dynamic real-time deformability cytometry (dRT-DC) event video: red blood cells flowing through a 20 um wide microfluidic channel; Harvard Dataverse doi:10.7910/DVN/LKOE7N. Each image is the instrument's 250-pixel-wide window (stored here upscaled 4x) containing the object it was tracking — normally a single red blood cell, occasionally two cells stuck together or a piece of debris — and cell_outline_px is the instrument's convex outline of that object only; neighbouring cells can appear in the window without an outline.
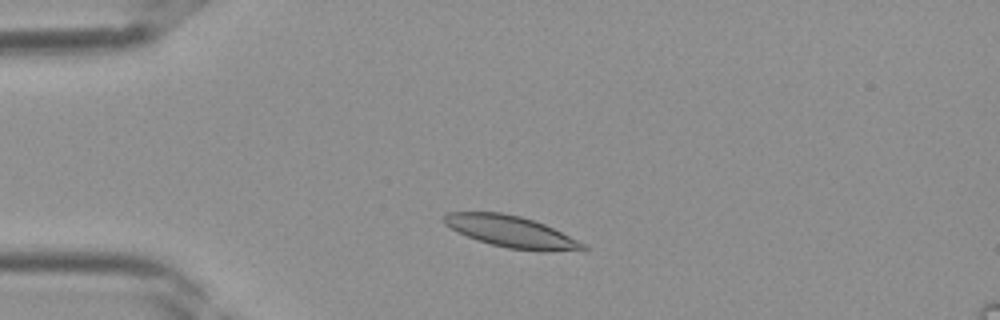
{"species": "Egyptian fruit bat (a non-hibernating species)", "species_latin": "Rousettus aegyptiacus", "temperature_condition": "room temperature", "stored_images_in_passage": 34, "camera_frame_rate_fps": 3000, "um_per_image_px": 0.085, "frame": {"image": 1, "passage_image": 5, "time_ms": 1.333, "image_size_px": [1000, 320], "cell_outline_px": [[588, 248], [508, 248], [476, 240], [456, 232], [444, 224], [444, 212], [500, 212], [520, 216], [544, 224], [584, 244]], "centroid_in_image_um": [43.2, 19.61], "position_along_channel_um": 41.8, "area_um2": 24.04}}
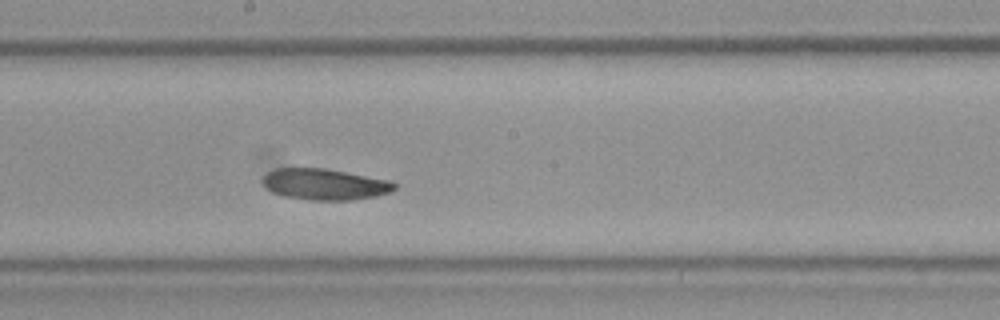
{"frame": {"image": 2, "passage_image": 17, "time_ms": 5.333, "image_size_px": [1000, 320], "cell_outline_px": [[396, 188], [388, 192], [376, 196], [352, 200], [308, 200], [284, 196], [272, 192], [264, 184], [264, 176], [268, 172], [276, 168], [324, 168], [392, 180], [396, 184]], "centroid_in_image_um": [27.63, 15.66], "position_along_channel_um": 220.6, "area_um2": 23.87}}
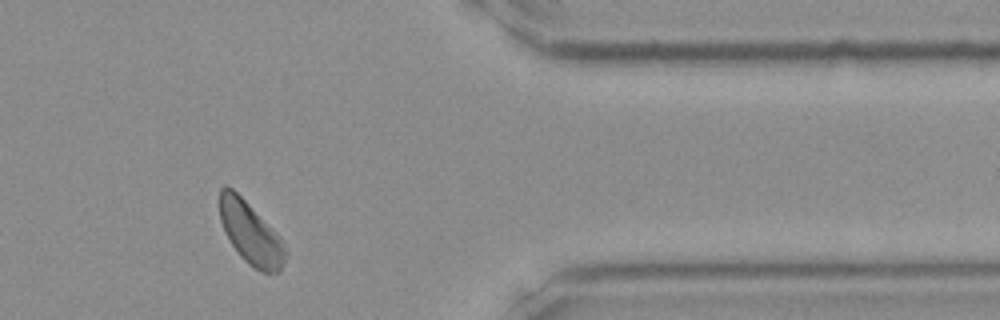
{"frame": {"image": 3, "passage_image": 28, "time_ms": 9.0, "image_size_px": [1000, 320], "cell_outline_px": [[288, 256], [280, 272], [260, 272], [248, 264], [236, 252], [224, 232], [220, 220], [220, 188], [224, 184], [228, 184], [280, 236], [288, 252]], "centroid_in_image_um": [21.31, 19.85], "position_along_channel_um": 390.1, "area_um2": 23.99}}